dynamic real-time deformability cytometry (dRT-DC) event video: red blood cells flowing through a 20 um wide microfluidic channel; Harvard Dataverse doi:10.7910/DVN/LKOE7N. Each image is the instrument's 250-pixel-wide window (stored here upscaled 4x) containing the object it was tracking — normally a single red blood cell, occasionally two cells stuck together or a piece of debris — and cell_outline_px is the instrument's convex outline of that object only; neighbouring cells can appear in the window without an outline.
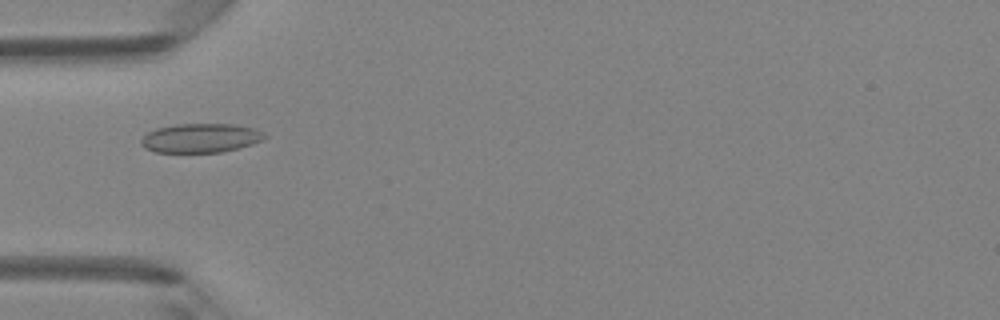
{"species": "Egyptian fruit bat (a non-hibernating species)", "species_latin": "Rousettus aegyptiacus", "temperature_condition": "room temperature", "stored_images_in_passage": 43, "camera_frame_rate_fps": 3000, "um_per_image_px": 0.085, "animal": {"sex": "female"}, "frame": {"image": 1, "passage_image": 10, "time_ms": 3.0, "image_size_px": [1000, 320], "cell_outline_px": [[268, 136], [252, 144], [240, 148], [220, 152], [156, 152], [144, 148], [140, 144], [140, 140], [148, 132], [156, 128], [176, 124], [232, 124], [252, 128]], "centroid_in_image_um": [17.01, 11.74], "position_along_channel_um": 68.0, "area_um2": 20.81}}
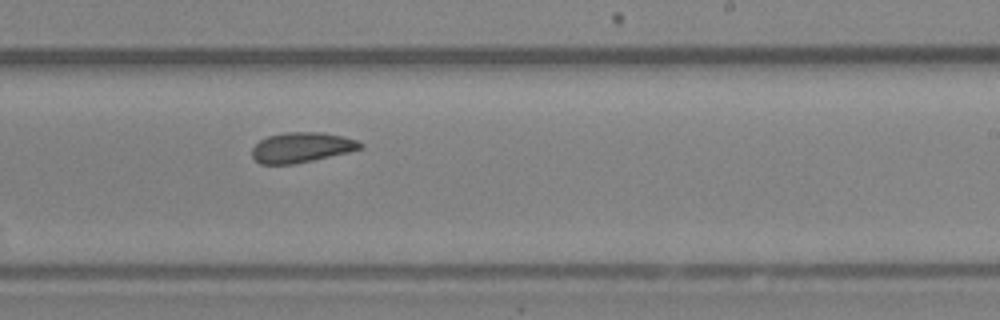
{"frame": {"image": 2, "passage_image": 24, "time_ms": 7.667, "image_size_px": [1000, 320], "cell_outline_px": [[364, 148], [348, 152], [312, 160], [292, 164], [260, 164], [252, 156], [252, 148], [260, 140], [268, 136], [288, 132], [320, 132], [344, 136], [356, 140], [364, 144]], "centroid_in_image_um": [25.65, 12.52], "position_along_channel_um": 263.4, "area_um2": 18.9}}
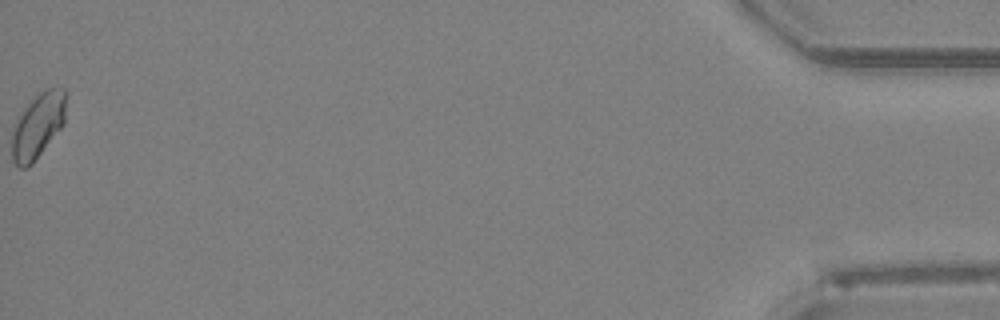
{"frame": {"image": 3, "passage_image": 43, "time_ms": 14.0, "image_size_px": [1000, 320], "cell_outline_px": [[68, 92], [64, 124], [32, 164], [28, 168], [20, 168], [12, 160], [12, 128], [24, 108], [44, 88], [64, 88]], "centroid_in_image_um": [3.25, 10.66], "position_along_channel_um": 432.0, "area_um2": 20.69}, "authors_computed_cell_mechanics": {"area_um2": 19.5942, "velocity_mm_per_s": 4.2117, "shape_relaxation_time_tau1_ms": 8.8786, "shape_relaxation_time_tau2_ms": null, "deformation_change_tau1": 0.087, "deformation_change_tau2": null}}